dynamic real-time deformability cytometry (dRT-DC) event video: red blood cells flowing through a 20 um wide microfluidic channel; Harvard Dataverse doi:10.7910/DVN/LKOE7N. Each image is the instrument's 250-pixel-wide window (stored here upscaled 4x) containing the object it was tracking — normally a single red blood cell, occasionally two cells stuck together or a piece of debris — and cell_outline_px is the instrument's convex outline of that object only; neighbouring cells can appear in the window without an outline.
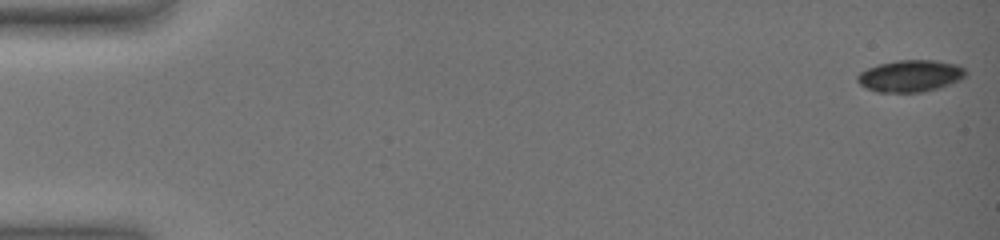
{"species": "common noctule bat (a hibernating species)", "species_latin": "Nyctalus noctula", "temperature_condition": "warm", "stored_images_in_passage": 55, "camera_frame_rate_fps": 3000, "um_per_image_px": 0.085, "animal": {"sex": "female", "body_mass_g": 19.0, "forearm_length_mm": 51.5}, "frame": {"image": 1, "passage_image": 1, "time_ms": 0.0, "image_size_px": [1000, 240], "cell_outline_px": [[968, 72], [960, 80], [940, 88], [920, 92], [880, 92], [868, 88], [860, 84], [856, 80], [856, 76], [860, 72], [868, 68], [880, 64], [896, 60], [932, 60], [956, 64], [964, 68]], "centroid_in_image_um": [77.39, 6.45], "position_along_channel_um": 7.6, "area_um2": 20.0}}
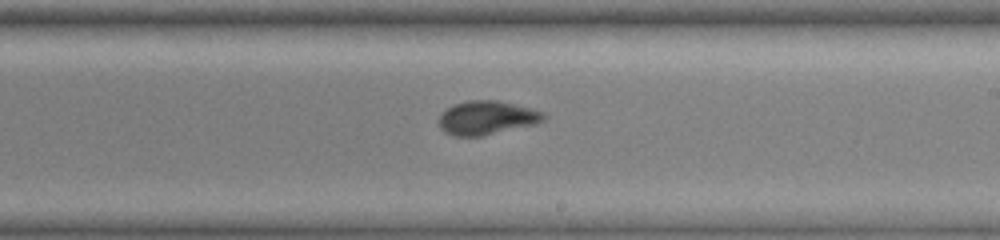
{"frame": {"image": 2, "passage_image": 35, "time_ms": 11.333, "image_size_px": [1000, 240], "cell_outline_px": [[544, 120], [536, 124], [484, 136], [456, 136], [444, 132], [440, 128], [440, 116], [452, 104], [468, 100], [500, 100], [532, 108], [544, 112]], "centroid_in_image_um": [41.41, 10.01], "position_along_channel_um": 247.6, "area_um2": 20.75}}
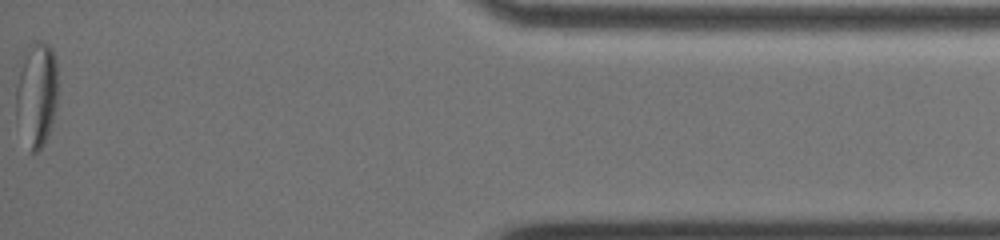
{"frame": {"image": 3, "passage_image": 55, "time_ms": 18.0, "image_size_px": [1000, 240], "cell_outline_px": [[56, 108], [52, 124], [44, 144], [36, 152], [32, 152], [16, 120], [16, 88], [20, 52], [32, 40], [44, 40], [52, 48], [56, 60]], "centroid_in_image_um": [3.08, 7.87], "position_along_channel_um": 432.1, "area_um2": 26.18}, "authors_computed_cell_mechanics": {"area_um2": 20.6346, "velocity_mm_per_s": 3.6066, "shape_relaxation_time_tau1_ms": 5.1216, "shape_relaxation_time_tau2_ms": null, "deformation_change_tau1": 0.1253, "deformation_change_tau2": null}}